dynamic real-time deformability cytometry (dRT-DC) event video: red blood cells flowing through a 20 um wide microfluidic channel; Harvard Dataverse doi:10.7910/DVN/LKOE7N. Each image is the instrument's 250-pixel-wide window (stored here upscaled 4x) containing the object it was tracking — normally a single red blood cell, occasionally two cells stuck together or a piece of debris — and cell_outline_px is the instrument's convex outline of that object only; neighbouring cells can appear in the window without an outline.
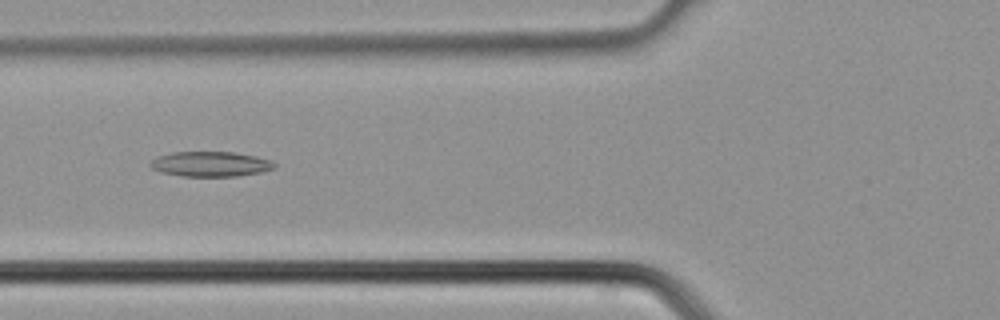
{"species": "common noctule bat (a hibernating species)", "species_latin": "Nyctalus noctula", "temperature_condition": "cold", "stored_images_in_passage": 39, "camera_frame_rate_fps": 3000, "um_per_image_px": 0.085, "animal": {"sex": "male", "body_mass_g": 21.5, "forearm_length_mm": 52.0}, "frame": {"image": 1, "passage_image": 15, "time_ms": 4.667, "image_size_px": [1000, 320], "cell_outline_px": [[276, 168], [260, 172], [236, 176], [184, 176], [160, 172], [152, 168], [148, 164], [156, 156], [172, 152], [232, 152], [256, 156], [272, 160], [276, 164]], "centroid_in_image_um": [17.89, 13.94], "position_along_channel_um": 107.9, "area_um2": 18.15}}
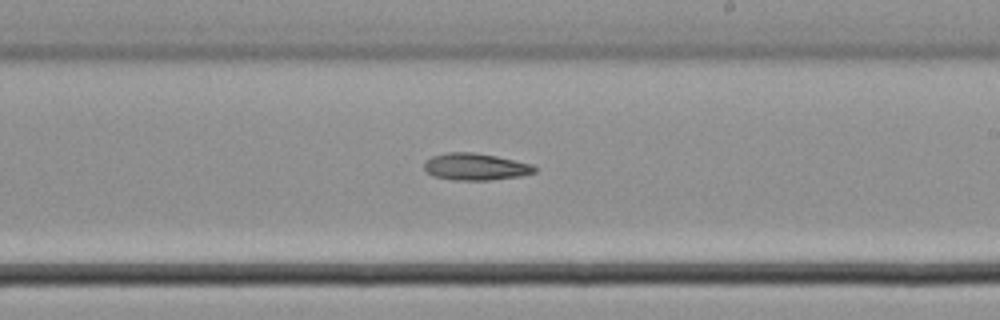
{"frame": {"image": 2, "passage_image": 23, "time_ms": 7.333, "image_size_px": [1000, 320], "cell_outline_px": [[536, 172], [520, 176], [488, 180], [452, 180], [432, 176], [424, 168], [424, 160], [432, 156], [448, 152], [472, 152], [496, 156], [532, 164], [536, 168]], "centroid_in_image_um": [40.38, 14.17], "position_along_channel_um": 248.6, "area_um2": 17.34}}
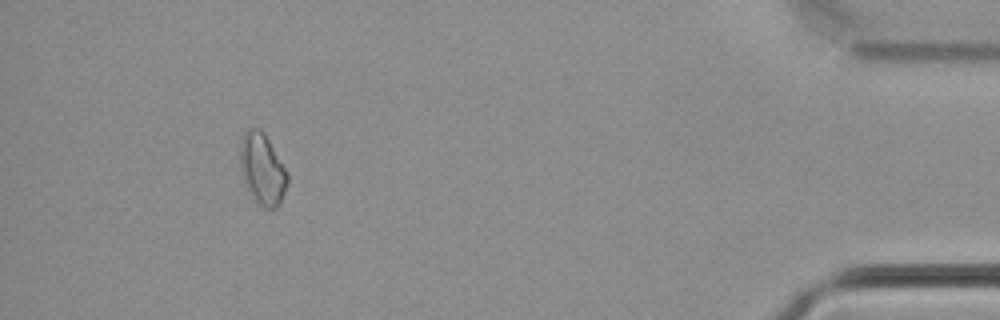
{"frame": {"image": 3, "passage_image": 36, "time_ms": 11.667, "image_size_px": [1000, 320], "cell_outline_px": [[288, 184], [280, 204], [276, 208], [264, 208], [256, 200], [248, 188], [240, 172], [240, 140], [244, 132], [248, 128], [260, 128], [264, 132], [284, 168], [288, 176]], "centroid_in_image_um": [22.28, 14.35], "position_along_channel_um": 412.9, "area_um2": 19.42}}